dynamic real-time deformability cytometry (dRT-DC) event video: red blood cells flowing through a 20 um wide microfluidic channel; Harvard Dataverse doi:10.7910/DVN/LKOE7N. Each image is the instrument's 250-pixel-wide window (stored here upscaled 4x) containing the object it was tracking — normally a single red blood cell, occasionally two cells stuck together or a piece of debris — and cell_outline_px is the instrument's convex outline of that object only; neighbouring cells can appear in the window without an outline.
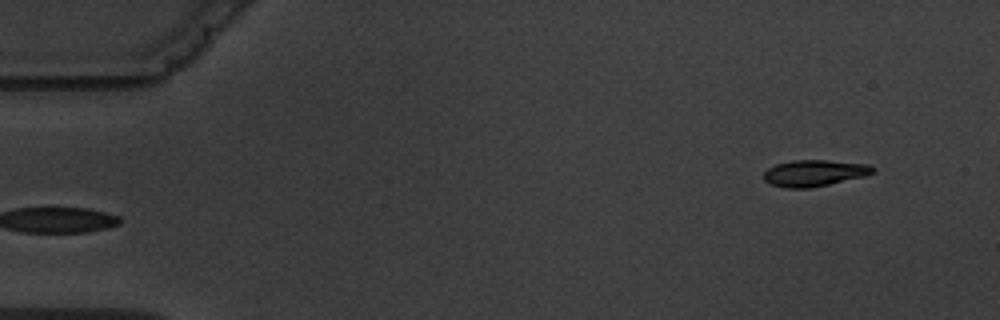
{"species": "common noctule bat (a hibernating species)", "species_latin": "Nyctalus noctula", "temperature_condition": "warm", "stored_images_in_passage": 2, "camera_frame_rate_fps": 3000, "um_per_image_px": 0.085, "animal": {"sex": "male", "body_mass_g": 19.5, "forearm_length_mm": 54.6}, "frame": {"image": 1, "passage_image": 2, "time_ms": 2.333, "image_size_px": [1000, 320], "cell_outline_px": [[876, 168], [872, 172], [864, 176], [828, 184], [808, 188], [784, 188], [772, 184], [764, 180], [764, 172], [768, 168], [776, 164], [792, 160], [828, 160], [868, 164]], "centroid_in_image_um": [69.2, 14.7], "position_along_channel_um": 15.8, "area_um2": 16.65}}